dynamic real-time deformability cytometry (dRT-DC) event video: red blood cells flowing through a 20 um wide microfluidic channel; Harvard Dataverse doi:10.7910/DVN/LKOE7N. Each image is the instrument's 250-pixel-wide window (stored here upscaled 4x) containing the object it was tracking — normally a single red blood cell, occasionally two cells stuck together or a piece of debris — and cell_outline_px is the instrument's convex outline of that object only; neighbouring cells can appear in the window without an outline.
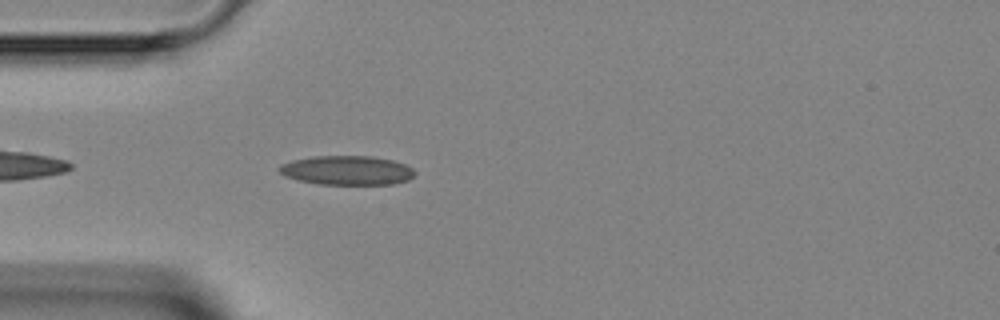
{"species": "Egyptian fruit bat (a non-hibernating species)", "species_latin": "Rousettus aegyptiacus", "temperature_condition": "room temperature", "stored_images_in_passage": 3, "camera_frame_rate_fps": 3000, "um_per_image_px": 0.085, "animal": {"sex": "female"}, "frame": {"image": 1, "passage_image": 3, "time_ms": 2.333, "image_size_px": [1000, 320], "cell_outline_px": [[416, 172], [408, 180], [392, 184], [316, 184], [284, 176], [276, 168], [280, 164], [292, 160], [312, 156], [372, 156], [392, 160], [404, 164], [412, 168]], "centroid_in_image_um": [29.46, 14.47], "position_along_channel_um": 55.5, "area_um2": 23.12}}